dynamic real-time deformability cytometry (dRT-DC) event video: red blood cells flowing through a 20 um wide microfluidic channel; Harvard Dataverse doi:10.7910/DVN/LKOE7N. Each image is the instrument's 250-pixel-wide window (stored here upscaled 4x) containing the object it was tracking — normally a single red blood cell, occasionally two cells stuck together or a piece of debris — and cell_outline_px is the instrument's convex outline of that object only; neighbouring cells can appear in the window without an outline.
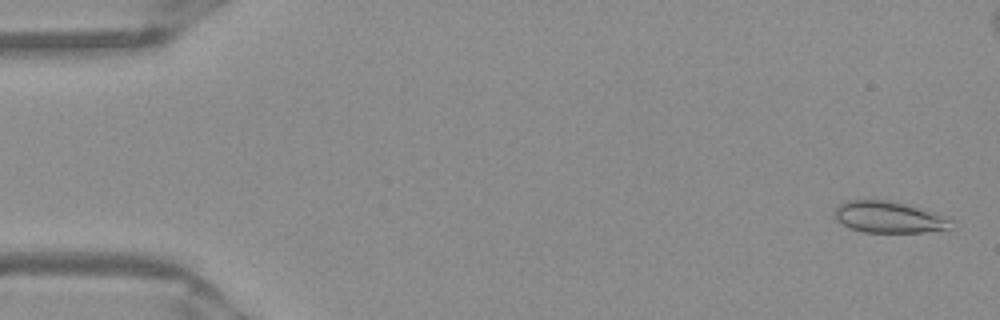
{"species": "Egyptian fruit bat (a non-hibernating species)", "species_latin": "Rousettus aegyptiacus", "temperature_condition": "warm", "stored_images_in_passage": 52, "camera_frame_rate_fps": 3000, "um_per_image_px": 0.085, "frame": {"image": 1, "passage_image": 2, "time_ms": 0.333, "image_size_px": [1000, 320], "cell_outline_px": [[952, 220], [944, 228], [924, 232], [864, 232], [848, 228], [836, 220], [836, 208], [840, 204], [848, 200], [888, 200], [904, 204]], "centroid_in_image_um": [75.41, 18.46], "position_along_channel_um": 9.6, "area_um2": 20.46}}
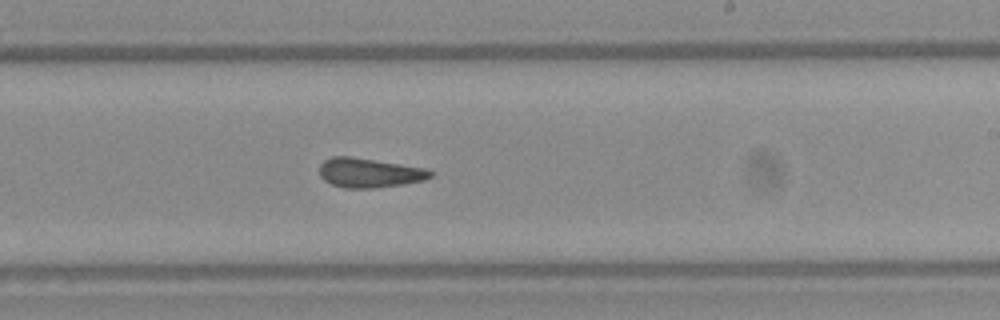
{"frame": {"image": 2, "passage_image": 31, "time_ms": 10.0, "image_size_px": [1000, 320], "cell_outline_px": [[436, 172], [432, 176], [424, 180], [404, 184], [376, 188], [344, 188], [332, 184], [324, 180], [320, 176], [320, 164], [324, 160], [332, 156], [352, 156], [424, 168]], "centroid_in_image_um": [31.39, 14.69], "position_along_channel_um": 257.6, "area_um2": 19.13}}
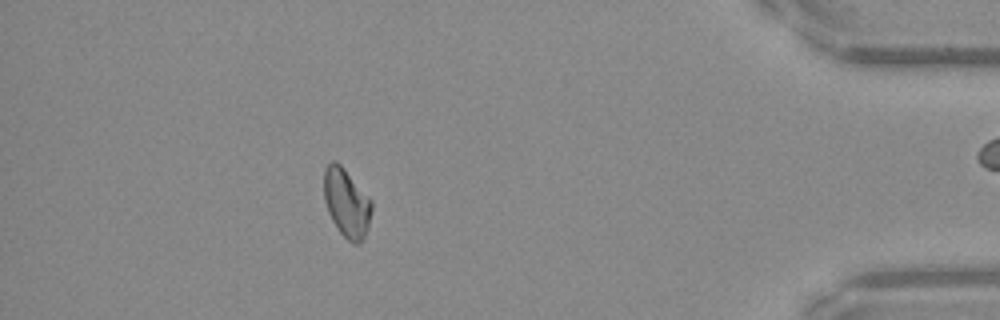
{"frame": {"image": 3, "passage_image": 46, "time_ms": 15.0, "image_size_px": [1000, 320], "cell_outline_px": [[372, 208], [368, 224], [364, 236], [360, 244], [352, 244], [340, 232], [332, 220], [328, 212], [324, 200], [324, 168], [332, 160], [336, 160], [344, 168], [372, 200]], "centroid_in_image_um": [29.44, 17.23], "position_along_channel_um": 405.8, "area_um2": 19.02}, "authors_computed_cell_mechanics": {"area_um2": 19.4497, "velocity_mm_per_s": 3.9532, "shape_relaxation_time_tau1_ms": null, "shape_relaxation_time_tau2_ms": 5.9306, "deformation_change_tau1": null, "deformation_change_tau2": 0.0764}}